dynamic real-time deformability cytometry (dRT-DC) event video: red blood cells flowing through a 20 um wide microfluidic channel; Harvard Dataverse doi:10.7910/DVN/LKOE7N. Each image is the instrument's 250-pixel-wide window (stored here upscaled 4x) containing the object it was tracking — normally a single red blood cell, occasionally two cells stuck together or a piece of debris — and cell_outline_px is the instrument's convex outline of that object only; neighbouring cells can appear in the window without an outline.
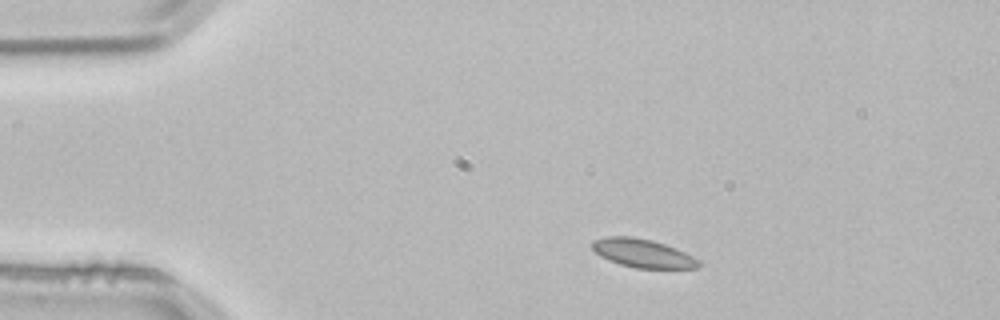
{"species": "common noctule bat (a hibernating species)", "species_latin": "Nyctalus noctula", "temperature_condition": "room temperature", "stored_images_in_passage": 2, "camera_frame_rate_fps": 3000, "um_per_image_px": 0.085, "animal": {"sex": "male", "body_mass_g": 21.5, "forearm_length_mm": 52.0}, "frame": {"image": 1, "passage_image": 1, "time_ms": 0.0, "image_size_px": [1000, 320], "cell_outline_px": [[700, 264], [696, 268], [636, 268], [620, 264], [608, 260], [600, 256], [592, 248], [592, 240], [608, 236], [632, 236], [652, 240], [676, 248], [700, 260]], "centroid_in_image_um": [54.61, 21.52], "position_along_channel_um": 30.4, "area_um2": 17.63}}